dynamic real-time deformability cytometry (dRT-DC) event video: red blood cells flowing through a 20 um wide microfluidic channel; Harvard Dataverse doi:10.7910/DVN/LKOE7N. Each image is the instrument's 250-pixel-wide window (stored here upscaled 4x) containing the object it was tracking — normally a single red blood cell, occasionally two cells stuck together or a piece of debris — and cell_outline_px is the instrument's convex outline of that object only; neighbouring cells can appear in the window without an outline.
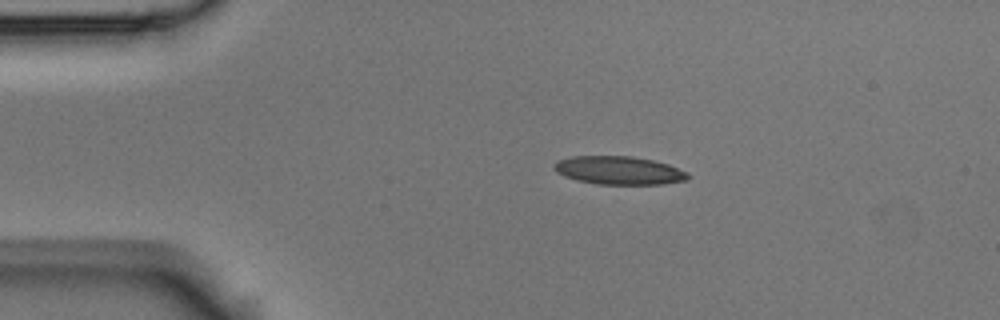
{"species": "Egyptian fruit bat (a non-hibernating species)", "species_latin": "Rousettus aegyptiacus", "temperature_condition": "room temperature", "stored_images_in_passage": 44, "camera_frame_rate_fps": 3000, "um_per_image_px": 0.085, "animal": {"sex": "male"}, "frame": {"image": 1, "passage_image": 1, "time_ms": 0.0, "image_size_px": [1000, 320], "cell_outline_px": [[692, 176], [688, 180], [660, 184], [596, 184], [576, 180], [564, 176], [556, 172], [552, 168], [552, 164], [556, 160], [572, 156], [632, 156], [652, 160], [668, 164], [688, 172]], "centroid_in_image_um": [52.59, 14.48], "position_along_channel_um": 32.4, "area_um2": 22.31}}
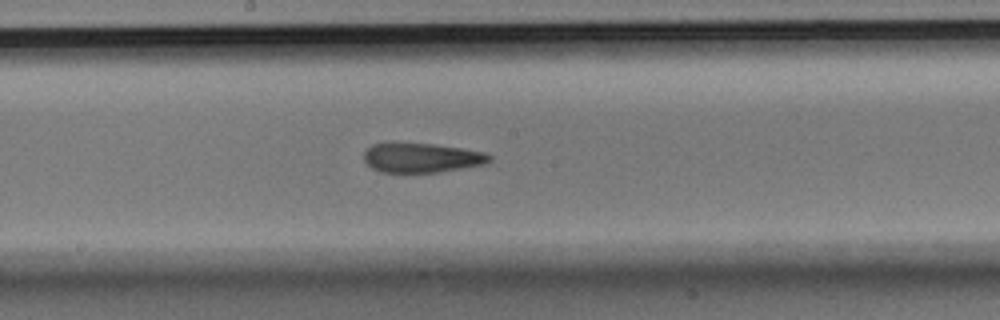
{"frame": {"image": 2, "passage_image": 19, "time_ms": 6.0, "image_size_px": [1000, 320], "cell_outline_px": [[492, 160], [488, 164], [440, 172], [380, 172], [372, 168], [364, 160], [364, 152], [372, 144], [388, 140], [392, 140], [436, 144], [484, 152], [492, 156]], "centroid_in_image_um": [35.81, 13.37], "position_along_channel_um": 212.4, "area_um2": 22.43}}
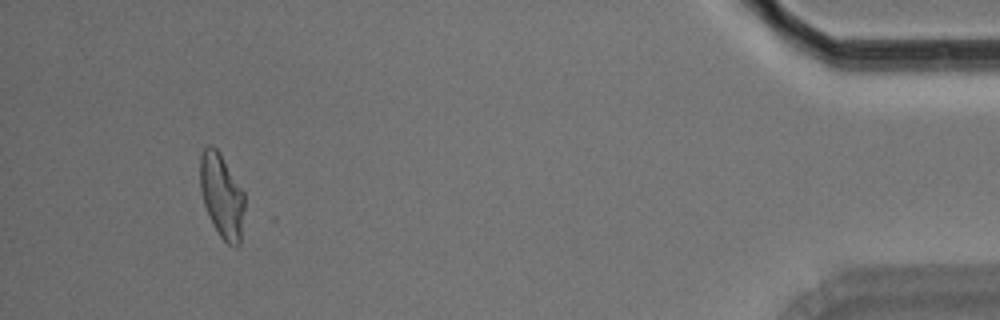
{"frame": {"image": 3, "passage_image": 41, "time_ms": 13.333, "image_size_px": [1000, 320], "cell_outline_px": [[244, 208], [240, 244], [236, 248], [228, 244], [220, 236], [208, 216], [204, 204], [200, 188], [200, 156], [204, 148], [208, 144], [212, 144], [220, 152], [244, 192]], "centroid_in_image_um": [18.85, 16.63], "position_along_channel_um": 416.4, "area_um2": 21.91}, "authors_computed_cell_mechanics": {"area_um2": 22.3397, "velocity_mm_per_s": 3.7154, "shape_relaxation_time_tau1_ms": 6.9775, "shape_relaxation_time_tau2_ms": 2.8465, "deformation_change_tau1": 0.206, "deformation_change_tau2": 0.1241}}